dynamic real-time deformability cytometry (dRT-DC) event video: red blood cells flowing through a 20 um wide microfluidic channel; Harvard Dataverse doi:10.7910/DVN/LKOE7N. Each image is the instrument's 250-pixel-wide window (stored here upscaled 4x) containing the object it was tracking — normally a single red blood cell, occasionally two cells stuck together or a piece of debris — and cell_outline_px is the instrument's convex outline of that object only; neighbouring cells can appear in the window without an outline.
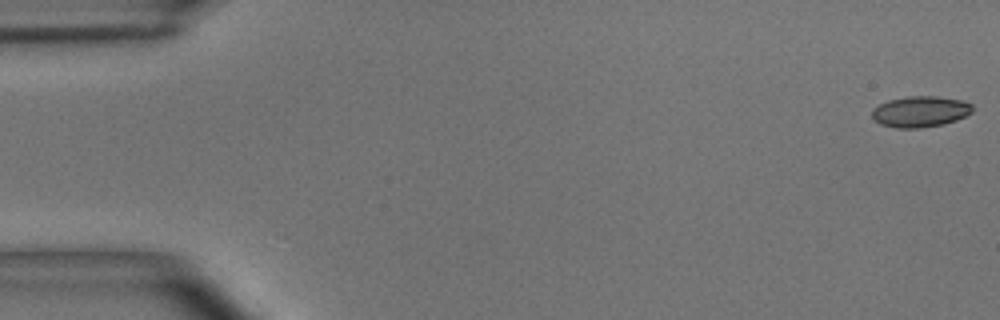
{"species": "common noctule bat (a hibernating species)", "species_latin": "Nyctalus noctula", "temperature_condition": "room temperature", "stored_images_in_passage": 55, "camera_frame_rate_fps": 3000, "um_per_image_px": 0.085, "animal": {"sex": "male", "body_mass_g": 15.6}, "frame": {"image": 1, "passage_image": 1, "time_ms": 0.0, "image_size_px": [1000, 320], "cell_outline_px": [[972, 112], [956, 120], [944, 124], [920, 128], [896, 128], [880, 124], [872, 120], [872, 108], [888, 100], [908, 96], [936, 96], [960, 100], [972, 104]], "centroid_in_image_um": [78.18, 9.49], "position_along_channel_um": 6.8, "area_um2": 18.21}}
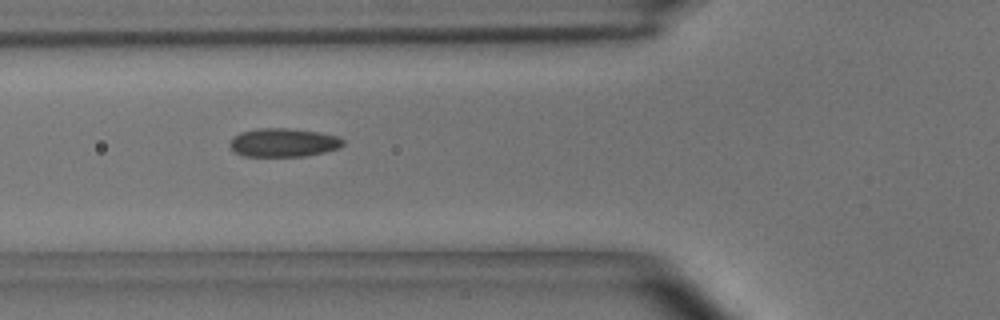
{"frame": {"image": 2, "passage_image": 20, "time_ms": 6.333, "image_size_px": [1000, 320], "cell_outline_px": [[344, 144], [340, 148], [324, 152], [304, 156], [244, 156], [236, 152], [228, 144], [232, 136], [240, 132], [256, 128], [288, 128], [320, 132], [336, 136], [344, 140]], "centroid_in_image_um": [24.07, 12.11], "position_along_channel_um": 101.7, "area_um2": 18.96}}
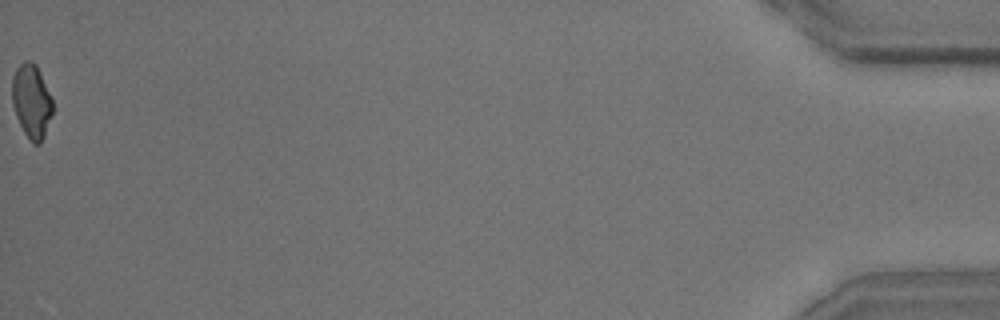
{"frame": {"image": 3, "passage_image": 55, "time_ms": 18.0, "image_size_px": [1000, 320], "cell_outline_px": [[52, 116], [44, 136], [40, 144], [32, 144], [24, 132], [16, 116], [12, 100], [12, 76], [16, 68], [24, 60], [32, 60], [36, 64], [52, 100]], "centroid_in_image_um": [2.67, 8.59], "position_along_channel_um": 432.5, "area_um2": 17.4}, "authors_computed_cell_mechanics": {"area_um2": 18.3226, "velocity_mm_per_s": 3.6632, "shape_relaxation_time_tau1_ms": 6.9425, "shape_relaxation_time_tau2_ms": 1.4634, "deformation_change_tau1": 0.1559, "deformation_change_tau2": 0.0797}}